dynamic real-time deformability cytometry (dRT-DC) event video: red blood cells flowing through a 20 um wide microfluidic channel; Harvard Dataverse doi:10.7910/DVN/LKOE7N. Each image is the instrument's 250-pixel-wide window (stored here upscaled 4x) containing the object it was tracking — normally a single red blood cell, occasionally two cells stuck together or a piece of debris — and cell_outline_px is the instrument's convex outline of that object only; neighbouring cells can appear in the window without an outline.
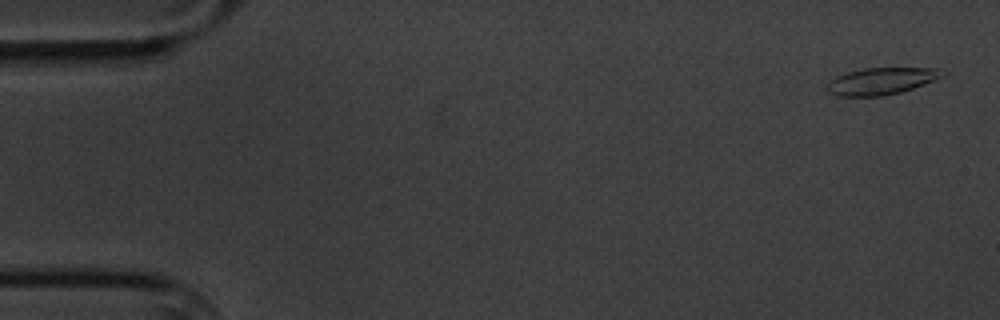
{"species": "common noctule bat (a hibernating species)", "species_latin": "Nyctalus noctula", "temperature_condition": "cold", "stored_images_in_passage": 4, "camera_frame_rate_fps": 3000, "um_per_image_px": 0.085, "animal": {"sex": "male", "body_mass_g": 20.1, "forearm_length_mm": 53.5}, "frame": {"image": 1, "passage_image": 1, "time_ms": 0.0, "image_size_px": [1000, 320], "cell_outline_px": [[948, 72], [944, 76], [924, 84], [900, 92], [884, 96], [836, 96], [828, 92], [824, 88], [836, 76], [848, 72], [864, 68], [940, 68]], "centroid_in_image_um": [74.93, 6.89], "position_along_channel_um": 10.1, "area_um2": 18.15}}